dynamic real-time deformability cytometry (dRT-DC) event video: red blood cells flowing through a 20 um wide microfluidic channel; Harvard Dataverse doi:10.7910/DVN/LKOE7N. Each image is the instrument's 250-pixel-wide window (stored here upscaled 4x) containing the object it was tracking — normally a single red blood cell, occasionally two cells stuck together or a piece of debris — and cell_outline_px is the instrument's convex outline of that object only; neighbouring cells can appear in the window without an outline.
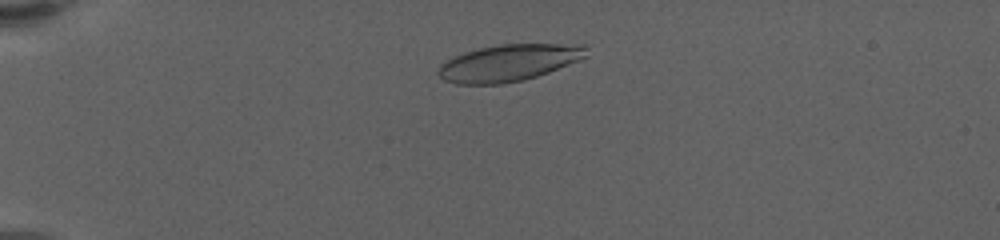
{"species": "human", "species_latin": "Homo sapiens", "temperature_condition": "warm", "stored_images_in_passage": 52, "camera_frame_rate_fps": 3000, "um_per_image_px": 0.085, "donor": {"sex": "female"}, "frame": {"image": 1, "passage_image": 9, "time_ms": 2.667, "image_size_px": [1000, 240], "cell_outline_px": [[588, 56], [580, 60], [548, 72], [524, 80], [500, 84], [456, 84], [444, 80], [436, 72], [440, 64], [464, 52], [480, 48], [500, 44], [588, 44]], "centroid_in_image_um": [43.28, 5.33], "position_along_channel_um": 41.7, "area_um2": 31.79}}
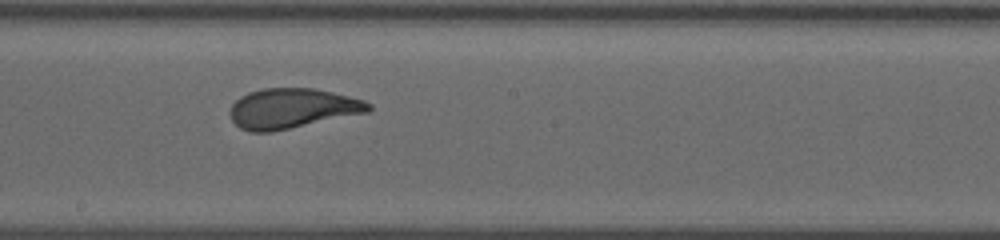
{"frame": {"image": 2, "passage_image": 29, "time_ms": 9.333, "image_size_px": [1000, 240], "cell_outline_px": [[372, 108], [368, 112], [272, 132], [252, 132], [240, 128], [232, 120], [228, 112], [232, 104], [240, 96], [248, 92], [264, 88], [312, 88], [332, 92], [364, 100], [372, 104]], "centroid_in_image_um": [24.81, 9.21], "position_along_channel_um": 223.4, "area_um2": 32.31}}
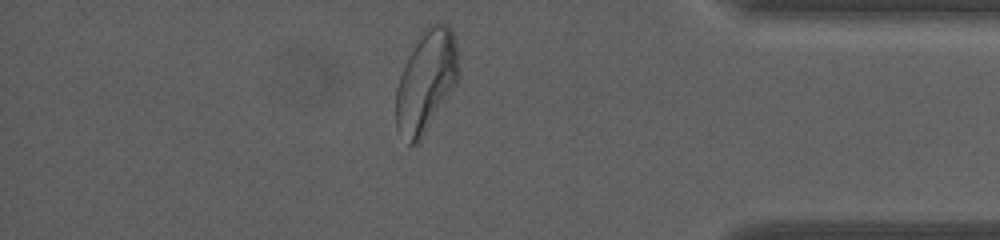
{"frame": {"image": 3, "passage_image": 46, "time_ms": 15.0, "image_size_px": [1000, 240], "cell_outline_px": [[460, 76], [456, 84], [420, 140], [416, 144], [408, 144], [396, 128], [396, 88], [400, 76], [408, 56], [428, 24], [448, 24], [456, 40], [460, 72]], "centroid_in_image_um": [36.24, 6.91], "position_along_channel_um": 399.0, "area_um2": 36.76}, "authors_computed_cell_mechanics": {"area_um2": 32.3969, "velocity_mm_per_s": 3.4948, "shape_relaxation_time_tau1_ms": 4.0613, "shape_relaxation_time_tau2_ms": 0.8566, "deformation_change_tau1": 0.1869, "deformation_change_tau2": 0.0779}}